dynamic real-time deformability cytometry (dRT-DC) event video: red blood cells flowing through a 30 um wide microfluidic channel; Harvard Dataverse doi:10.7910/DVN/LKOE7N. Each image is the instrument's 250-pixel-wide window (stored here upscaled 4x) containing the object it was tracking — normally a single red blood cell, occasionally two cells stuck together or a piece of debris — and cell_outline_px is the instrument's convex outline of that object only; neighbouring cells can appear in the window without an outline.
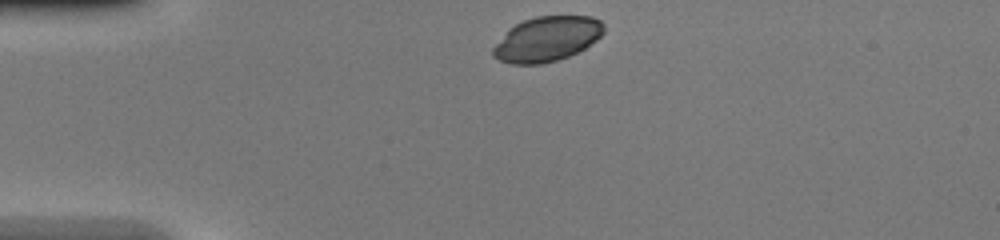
{"species": "common noctule bat (a hibernating species)", "species_latin": "Nyctalus noctula", "temperature_condition": "warm", "stored_images_in_passage": 32, "camera_frame_rate_fps": 3000, "um_per_image_px": 0.085, "animal": {"sex": "female", "body_mass_g": 20.0, "forearm_length_mm": 54.0}, "frame": {"image": 1, "passage_image": 1, "time_ms": 0.0, "image_size_px": [1000, 240], "cell_outline_px": [[604, 32], [596, 40], [584, 48], [568, 56], [544, 64], [512, 64], [500, 60], [492, 56], [492, 48], [516, 24], [524, 20], [536, 16], [592, 16], [600, 20], [604, 24]], "centroid_in_image_um": [46.52, 3.31], "position_along_channel_um": 38.5, "area_um2": 28.61}}